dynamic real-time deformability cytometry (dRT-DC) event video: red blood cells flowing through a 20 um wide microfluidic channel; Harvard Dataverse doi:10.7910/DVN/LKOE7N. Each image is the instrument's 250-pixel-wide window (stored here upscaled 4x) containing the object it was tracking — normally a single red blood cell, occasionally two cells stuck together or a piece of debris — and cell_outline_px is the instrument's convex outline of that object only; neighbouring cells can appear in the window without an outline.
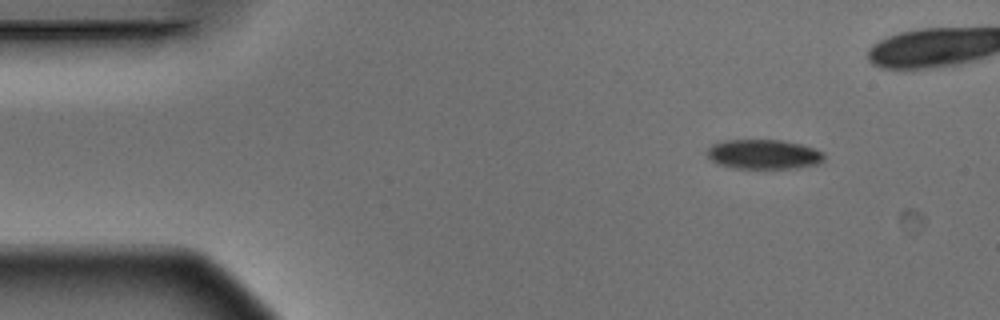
{"species": "Egyptian fruit bat (a non-hibernating species)", "species_latin": "Rousettus aegyptiacus", "temperature_condition": "warm", "stored_images_in_passage": 6, "camera_frame_rate_fps": 3000, "um_per_image_px": 0.085, "animal": {"sex": "male"}, "frame": {"image": 1, "passage_image": 1, "time_ms": 0.0, "image_size_px": [1000, 320], "cell_outline_px": [[824, 160], [816, 164], [800, 168], [736, 168], [720, 164], [712, 160], [708, 156], [708, 148], [712, 144], [724, 140], [780, 140], [800, 144], [824, 152]], "centroid_in_image_um": [64.93, 13.11], "position_along_channel_um": 20.1, "area_um2": 20.0}}
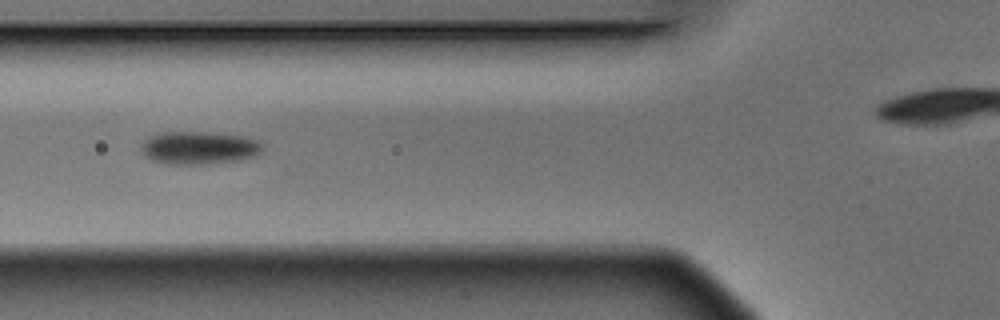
{"frame": {"image": 2, "passage_image": 5, "time_ms": 1.333, "image_size_px": [1000, 320], "cell_outline_px": [[264, 148], [260, 156], [240, 160], [208, 164], [164, 164], [152, 160], [144, 156], [140, 148], [140, 144], [144, 140], [152, 136], [164, 132], [204, 132], [248, 136], [260, 140], [264, 144]], "centroid_in_image_um": [17.0, 12.57], "position_along_channel_um": 108.8, "area_um2": 23.87}}
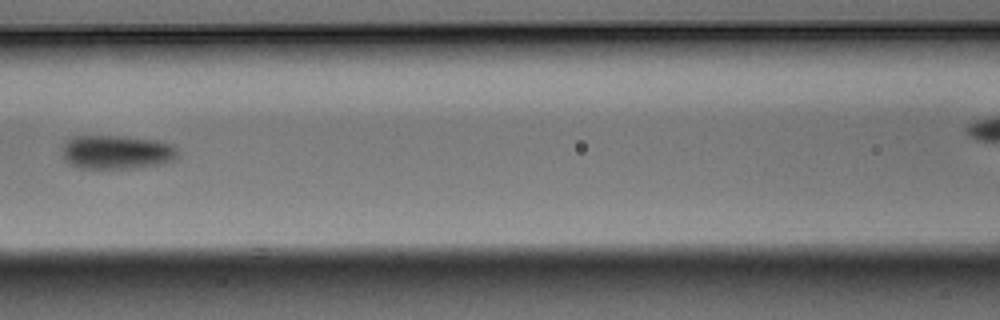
{"frame": {"image": 3, "passage_image": 6, "time_ms": 1.667, "image_size_px": [1000, 320], "cell_outline_px": [[176, 160], [160, 164], [136, 168], [80, 168], [64, 160], [64, 144], [68, 140], [76, 136], [112, 136], [156, 140], [172, 144], [176, 148]], "centroid_in_image_um": [9.95, 12.94], "position_along_channel_um": 156.7, "area_um2": 22.48}}